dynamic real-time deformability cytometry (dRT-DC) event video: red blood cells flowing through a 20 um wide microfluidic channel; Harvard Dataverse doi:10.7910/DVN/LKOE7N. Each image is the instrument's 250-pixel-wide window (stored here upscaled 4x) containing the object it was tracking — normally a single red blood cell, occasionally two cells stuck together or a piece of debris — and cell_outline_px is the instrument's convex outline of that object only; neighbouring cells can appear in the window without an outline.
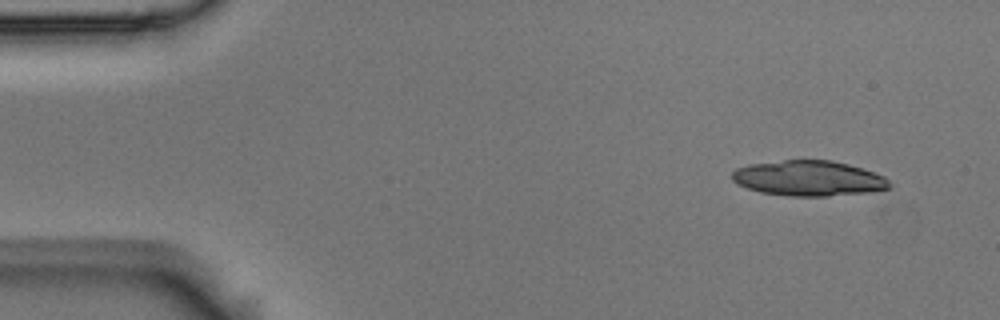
{"species": "Egyptian fruit bat (a non-hibernating species)", "species_latin": "Rousettus aegyptiacus", "temperature_condition": "room temperature", "stored_images_in_passage": 4, "camera_frame_rate_fps": 3000, "um_per_image_px": 0.085, "animal": {"sex": "male"}, "frame": {"image": 1, "passage_image": 1, "time_ms": 0.0, "image_size_px": [1000, 320], "cell_outline_px": [[892, 188], [872, 192], [828, 196], [792, 196], [760, 192], [736, 184], [732, 180], [732, 172], [736, 168], [748, 164], [784, 160], [832, 160], [848, 164], [884, 176], [892, 184]], "centroid_in_image_um": [68.74, 15.16], "position_along_channel_um": 16.3, "area_um2": 32.54}}